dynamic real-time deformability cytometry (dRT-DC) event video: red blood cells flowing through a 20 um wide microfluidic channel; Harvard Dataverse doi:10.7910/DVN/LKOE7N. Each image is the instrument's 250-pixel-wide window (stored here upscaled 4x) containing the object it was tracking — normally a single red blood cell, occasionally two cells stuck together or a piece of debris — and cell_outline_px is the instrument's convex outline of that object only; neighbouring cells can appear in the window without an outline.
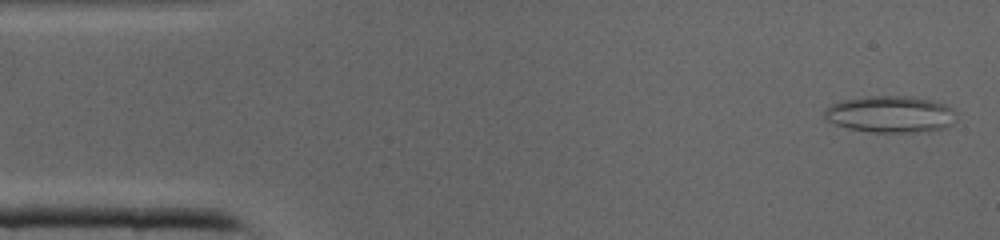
{"species": "common noctule bat (a hibernating species)", "species_latin": "Nyctalus noctula", "temperature_condition": "cold", "stored_images_in_passage": 40, "camera_frame_rate_fps": 3000, "um_per_image_px": 0.085, "animal": {"sex": "male", "body_mass_g": 19.0, "forearm_length_mm": 50.8}, "frame": {"image": 1, "passage_image": 1, "time_ms": 0.0, "image_size_px": [1000, 240], "cell_outline_px": [[956, 120], [948, 128], [928, 132], [872, 132], [848, 128], [836, 124], [828, 120], [824, 116], [824, 108], [832, 104], [844, 100], [868, 96], [908, 96], [928, 100], [944, 104], [952, 108], [956, 112]], "centroid_in_image_um": [75.73, 9.72], "position_along_channel_um": 9.3, "area_um2": 28.32}}
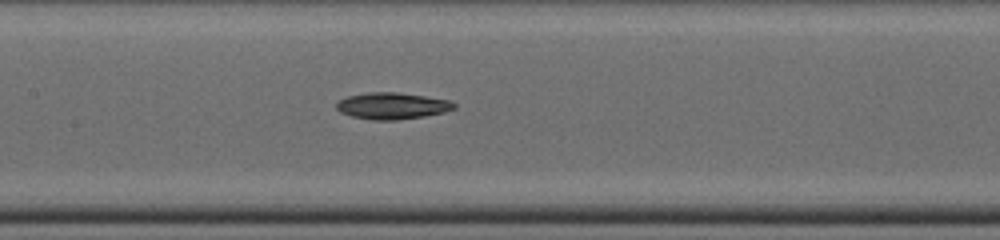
{"frame": {"image": 2, "passage_image": 18, "time_ms": 5.667, "image_size_px": [1000, 240], "cell_outline_px": [[456, 108], [444, 112], [424, 116], [396, 120], [372, 120], [352, 116], [340, 112], [336, 108], [336, 104], [340, 100], [348, 96], [368, 92], [396, 92], [424, 96], [448, 100], [456, 104]], "centroid_in_image_um": [33.33, 9.0], "position_along_channel_um": 174.1, "area_um2": 18.09}}
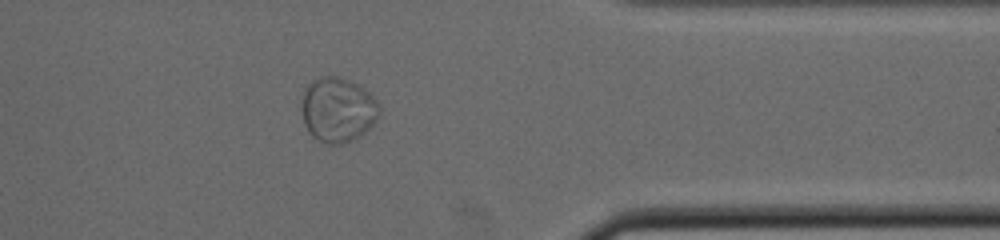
{"frame": {"image": 3, "passage_image": 32, "time_ms": 10.333, "image_size_px": [1000, 240], "cell_outline_px": [[380, 116], [360, 136], [352, 140], [340, 144], [328, 144], [312, 136], [308, 132], [304, 124], [300, 108], [304, 92], [308, 84], [312, 80], [320, 76], [336, 76], [348, 80], [364, 88], [376, 100], [380, 108]], "centroid_in_image_um": [28.69, 9.33], "position_along_channel_um": 382.7, "area_um2": 29.36}}